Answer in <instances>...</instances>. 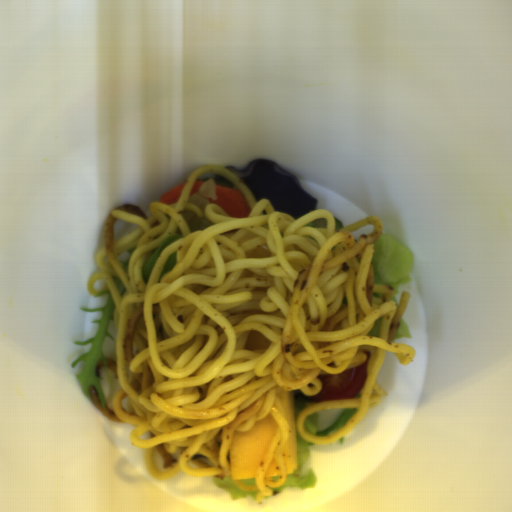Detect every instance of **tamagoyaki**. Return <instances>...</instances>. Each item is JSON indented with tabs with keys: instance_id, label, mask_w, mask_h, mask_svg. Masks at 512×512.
I'll return each mask as SVG.
<instances>
[{
	"instance_id": "tamagoyaki-1",
	"label": "tamagoyaki",
	"mask_w": 512,
	"mask_h": 512,
	"mask_svg": "<svg viewBox=\"0 0 512 512\" xmlns=\"http://www.w3.org/2000/svg\"><path fill=\"white\" fill-rule=\"evenodd\" d=\"M272 414L257 420L246 432H235L228 449L230 479H258L259 468L276 434Z\"/></svg>"
},
{
	"instance_id": "tamagoyaki-2",
	"label": "tamagoyaki",
	"mask_w": 512,
	"mask_h": 512,
	"mask_svg": "<svg viewBox=\"0 0 512 512\" xmlns=\"http://www.w3.org/2000/svg\"><path fill=\"white\" fill-rule=\"evenodd\" d=\"M283 408L288 421V434L281 454L285 476L293 474L298 468L297 455V429L294 389L290 391H279L274 394Z\"/></svg>"
},
{
	"instance_id": "tamagoyaki-3",
	"label": "tamagoyaki",
	"mask_w": 512,
	"mask_h": 512,
	"mask_svg": "<svg viewBox=\"0 0 512 512\" xmlns=\"http://www.w3.org/2000/svg\"><path fill=\"white\" fill-rule=\"evenodd\" d=\"M270 345V338L255 330H249L245 343L246 350L269 349Z\"/></svg>"
},
{
	"instance_id": "tamagoyaki-4",
	"label": "tamagoyaki",
	"mask_w": 512,
	"mask_h": 512,
	"mask_svg": "<svg viewBox=\"0 0 512 512\" xmlns=\"http://www.w3.org/2000/svg\"><path fill=\"white\" fill-rule=\"evenodd\" d=\"M271 254L272 253H271L267 243H262L252 249V251L248 255V259L249 258H262L263 259L268 256H271Z\"/></svg>"
}]
</instances>
